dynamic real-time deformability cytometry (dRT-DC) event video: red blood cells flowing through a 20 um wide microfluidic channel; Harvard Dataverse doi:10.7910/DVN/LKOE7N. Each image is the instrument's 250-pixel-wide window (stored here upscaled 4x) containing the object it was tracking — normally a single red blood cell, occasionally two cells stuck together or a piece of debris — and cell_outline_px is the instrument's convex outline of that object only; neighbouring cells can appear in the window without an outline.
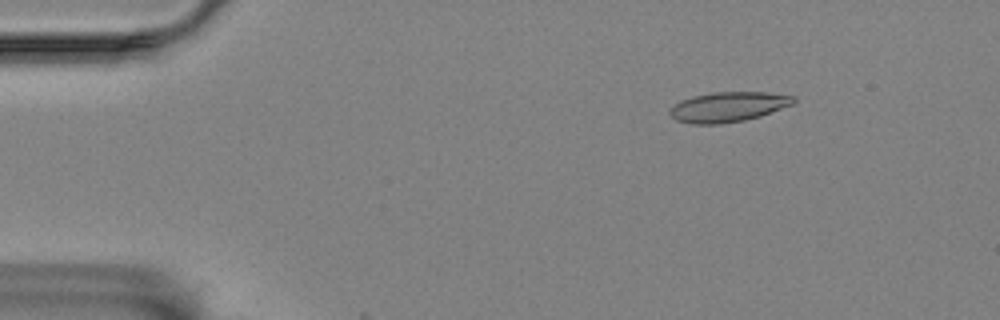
{"species": "Egyptian fruit bat (a non-hibernating species)", "species_latin": "Rousettus aegyptiacus", "temperature_condition": "room temperature", "stored_images_in_passage": 12, "camera_frame_rate_fps": 3000, "um_per_image_px": 0.085, "animal": {"sex": "female"}, "frame": {"image": 1, "passage_image": 8, "time_ms": 2.333, "image_size_px": [1000, 320], "cell_outline_px": [[796, 100], [792, 104], [760, 116], [744, 120], [720, 124], [692, 124], [676, 120], [668, 112], [680, 100], [692, 96], [712, 92], [764, 92], [796, 96]], "centroid_in_image_um": [61.89, 9.08], "position_along_channel_um": 23.1, "area_um2": 21.5}}